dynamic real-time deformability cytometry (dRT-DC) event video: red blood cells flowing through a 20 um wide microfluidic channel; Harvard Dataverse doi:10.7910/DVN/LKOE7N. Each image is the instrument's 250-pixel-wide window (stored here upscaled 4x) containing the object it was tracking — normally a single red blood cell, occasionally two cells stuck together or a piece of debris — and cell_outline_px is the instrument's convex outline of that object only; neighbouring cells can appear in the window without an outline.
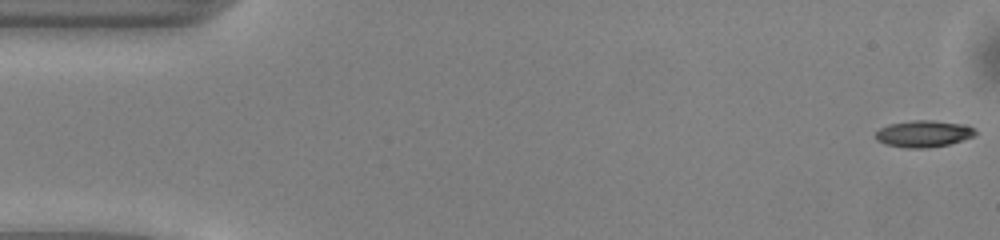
{"species": "common noctule bat (a hibernating species)", "species_latin": "Nyctalus noctula", "temperature_condition": "warm", "stored_images_in_passage": 47, "camera_frame_rate_fps": 3000, "um_per_image_px": 0.085, "animal": {"sex": "male", "body_mass_g": 13.0, "forearm_length_mm": 53.1}, "frame": {"image": 1, "passage_image": 1, "time_ms": 0.0, "image_size_px": [1000, 240], "cell_outline_px": [[976, 132], [972, 136], [948, 144], [928, 148], [908, 148], [884, 144], [876, 140], [876, 132], [880, 128], [888, 124], [912, 120], [932, 120], [968, 124]], "centroid_in_image_um": [78.47, 11.36], "position_along_channel_um": 6.5, "area_um2": 15.49}}
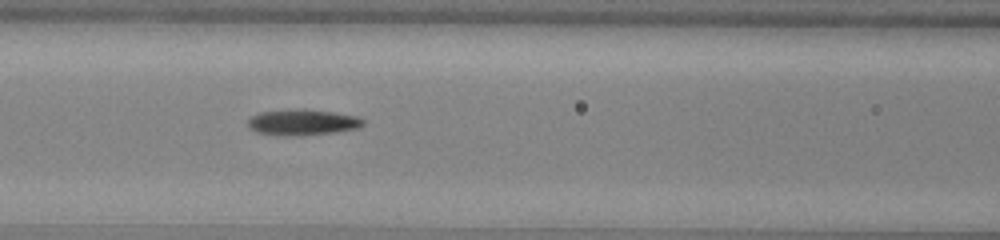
{"frame": {"image": 2, "passage_image": 21, "time_ms": 6.667, "image_size_px": [1000, 240], "cell_outline_px": [[364, 124], [360, 128], [336, 132], [300, 136], [276, 136], [256, 132], [248, 128], [248, 120], [252, 116], [260, 112], [288, 108], [304, 108], [332, 112], [356, 116], [364, 120]], "centroid_in_image_um": [25.68, 10.39], "position_along_channel_um": 140.9, "area_um2": 17.92}}
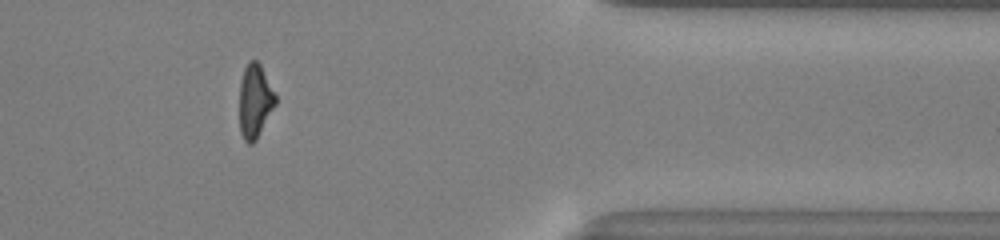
{"frame": {"image": 3, "passage_image": 41, "time_ms": 13.333, "image_size_px": [1000, 240], "cell_outline_px": [[276, 104], [256, 140], [252, 144], [248, 144], [244, 140], [240, 132], [240, 80], [244, 68], [248, 60], [256, 60], [260, 64], [276, 96]], "centroid_in_image_um": [21.66, 8.59], "position_along_channel_um": 389.7, "area_um2": 15.43}, "authors_computed_cell_mechanics": {"area_um2": 16.1262, "velocity_mm_per_s": 4.1374, "shape_relaxation_time_tau1_ms": 2.8657, "shape_relaxation_time_tau2_ms": 5.0803, "deformation_change_tau1": 0.1754, "deformation_change_tau2": 0.1753}}